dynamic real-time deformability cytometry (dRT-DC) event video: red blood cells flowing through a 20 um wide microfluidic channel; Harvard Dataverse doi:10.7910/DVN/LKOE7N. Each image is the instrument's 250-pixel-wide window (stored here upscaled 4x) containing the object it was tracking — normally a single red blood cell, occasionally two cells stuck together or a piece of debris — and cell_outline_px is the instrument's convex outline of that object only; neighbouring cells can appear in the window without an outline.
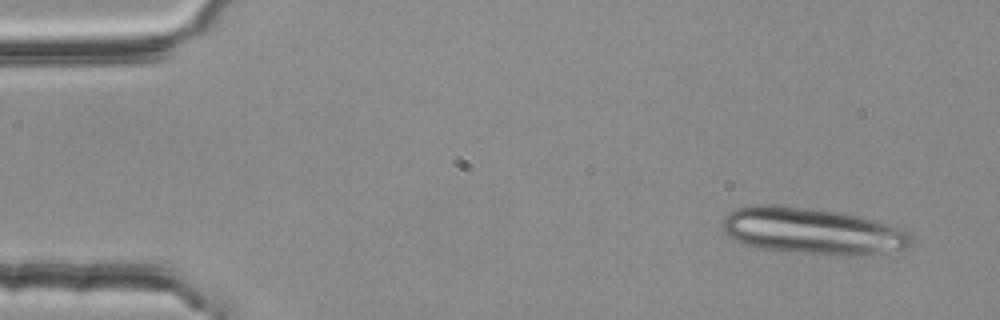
{"species": "common noctule bat (a hibernating species)", "species_latin": "Nyctalus noctula", "temperature_condition": "room temperature", "stored_images_in_passage": 4, "camera_frame_rate_fps": 3000, "um_per_image_px": 0.085, "animal": {"sex": "female", "body_mass_g": 25.1}, "frame": {"image": 1, "passage_image": 1, "time_ms": 0.0, "image_size_px": [1000, 320], "cell_outline_px": [[912, 244], [908, 248], [864, 256], [840, 256], [780, 252], [760, 248], [744, 244], [732, 240], [724, 232], [724, 216], [728, 212], [736, 208], [752, 204], [784, 204], [840, 212], [860, 216], [876, 220], [900, 228], [908, 232], [912, 240]], "centroid_in_image_um": [69.03, 19.65], "position_along_channel_um": 16.0, "area_um2": 52.37}}